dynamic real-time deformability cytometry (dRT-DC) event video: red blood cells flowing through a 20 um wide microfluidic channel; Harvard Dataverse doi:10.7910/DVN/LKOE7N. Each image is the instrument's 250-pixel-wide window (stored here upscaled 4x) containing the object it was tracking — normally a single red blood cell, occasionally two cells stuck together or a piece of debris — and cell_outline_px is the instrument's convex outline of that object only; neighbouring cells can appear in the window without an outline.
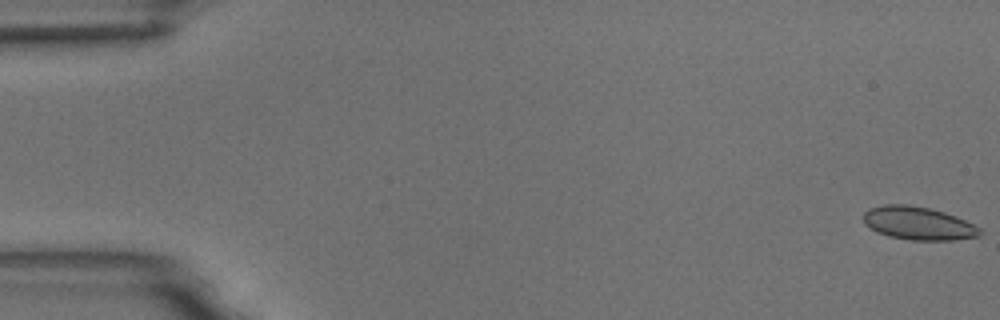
{"species": "common noctule bat (a hibernating species)", "species_latin": "Nyctalus noctula", "temperature_condition": "room temperature", "stored_images_in_passage": 5, "camera_frame_rate_fps": 3000, "um_per_image_px": 0.085, "animal": {"sex": "male", "body_mass_g": 18.8}, "frame": {"image": 1, "passage_image": 1, "time_ms": 0.0, "image_size_px": [1000, 320], "cell_outline_px": [[980, 236], [956, 240], [908, 240], [888, 236], [876, 232], [864, 224], [864, 212], [868, 208], [884, 204], [908, 204], [928, 208], [944, 212], [956, 216], [980, 228]], "centroid_in_image_um": [78.01, 18.98], "position_along_channel_um": 7.0, "area_um2": 22.6}}